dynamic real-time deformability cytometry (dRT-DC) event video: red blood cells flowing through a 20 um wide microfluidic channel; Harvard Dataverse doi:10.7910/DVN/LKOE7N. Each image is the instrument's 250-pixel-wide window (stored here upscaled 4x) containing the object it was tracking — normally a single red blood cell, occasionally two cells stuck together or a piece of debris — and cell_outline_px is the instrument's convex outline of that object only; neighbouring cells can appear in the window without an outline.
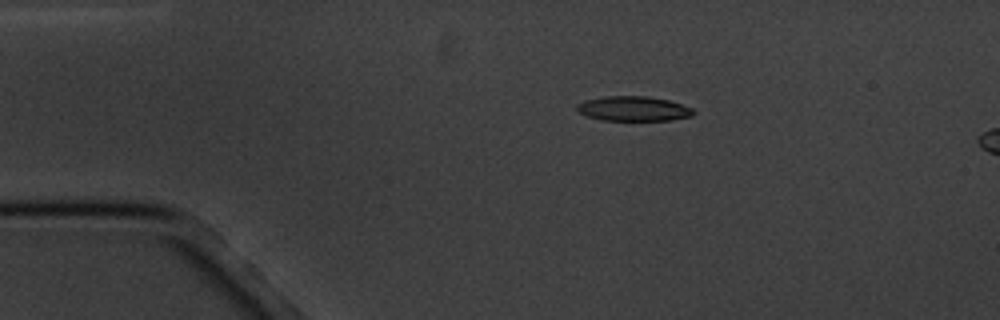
{"species": "common noctule bat (a hibernating species)", "species_latin": "Nyctalus noctula", "temperature_condition": "cold", "stored_images_in_passage": 4, "camera_frame_rate_fps": 3000, "um_per_image_px": 0.085, "animal": {"sex": "male", "body_mass_g": 20.1, "forearm_length_mm": 53.5}, "frame": {"image": 1, "passage_image": 2, "time_ms": 2.333, "image_size_px": [1000, 320], "cell_outline_px": [[696, 112], [692, 116], [672, 120], [600, 120], [576, 112], [576, 104], [584, 100], [604, 96], [648, 96], [668, 100], [692, 108]], "centroid_in_image_um": [53.81, 9.23], "position_along_channel_um": 31.2, "area_um2": 16.94}}